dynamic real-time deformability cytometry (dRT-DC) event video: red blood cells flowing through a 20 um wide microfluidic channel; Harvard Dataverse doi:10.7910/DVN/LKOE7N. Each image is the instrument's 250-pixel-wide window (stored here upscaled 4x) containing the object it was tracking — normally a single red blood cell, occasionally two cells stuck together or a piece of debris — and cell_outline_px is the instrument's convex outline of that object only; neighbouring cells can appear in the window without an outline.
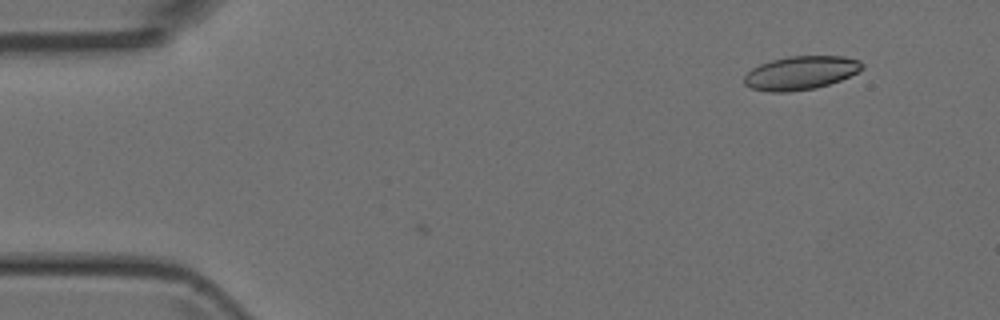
{"species": "Egyptian fruit bat (a non-hibernating species)", "species_latin": "Rousettus aegyptiacus", "temperature_condition": "room temperature", "stored_images_in_passage": 3, "camera_frame_rate_fps": 3000, "um_per_image_px": 0.085, "animal": {"sex": "female"}, "frame": {"image": 1, "passage_image": 1, "time_ms": 0.0, "image_size_px": [1000, 320], "cell_outline_px": [[864, 68], [840, 80], [816, 88], [788, 92], [768, 92], [752, 88], [744, 84], [744, 76], [752, 68], [760, 64], [772, 60], [788, 56], [844, 56], [860, 60], [864, 64]], "centroid_in_image_um": [68.06, 6.19], "position_along_channel_um": 16.9, "area_um2": 23.06}}